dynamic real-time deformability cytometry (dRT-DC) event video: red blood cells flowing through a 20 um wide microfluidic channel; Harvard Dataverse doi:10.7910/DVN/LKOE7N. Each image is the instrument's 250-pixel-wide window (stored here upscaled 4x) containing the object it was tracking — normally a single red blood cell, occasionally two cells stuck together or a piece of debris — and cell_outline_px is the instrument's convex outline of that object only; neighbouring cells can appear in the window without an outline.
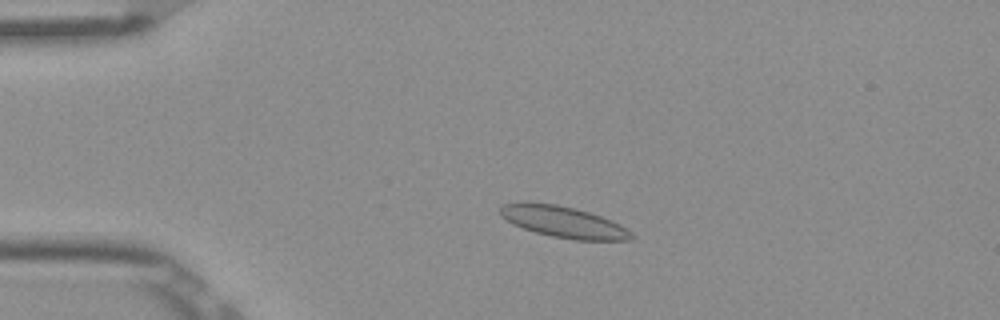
{"species": "Egyptian fruit bat (a non-hibernating species)", "species_latin": "Rousettus aegyptiacus", "temperature_condition": "room temperature", "stored_images_in_passage": 52, "camera_frame_rate_fps": 3000, "um_per_image_px": 0.085, "frame": {"image": 1, "passage_image": 11, "time_ms": 3.333, "image_size_px": [1000, 320], "cell_outline_px": [[636, 236], [632, 240], [572, 240], [552, 236], [536, 232], [512, 224], [500, 216], [500, 208], [504, 204], [528, 200], [556, 204], [588, 212], [600, 216], [632, 232]], "centroid_in_image_um": [47.83, 18.85], "position_along_channel_um": 37.2, "area_um2": 23.93}}
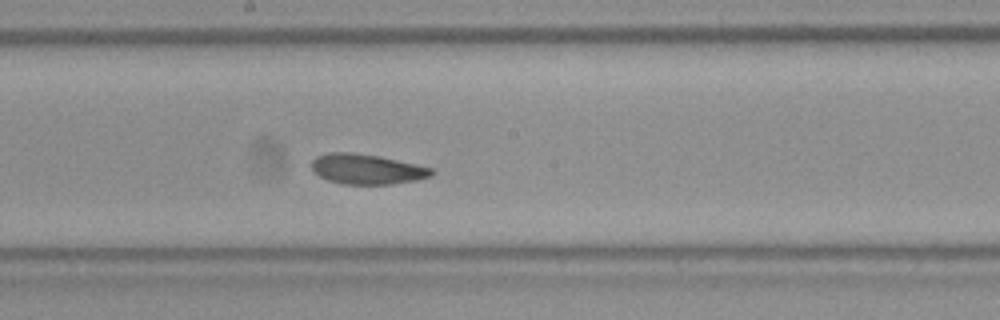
{"frame": {"image": 2, "passage_image": 28, "time_ms": 9.0, "image_size_px": [1000, 320], "cell_outline_px": [[436, 172], [432, 176], [416, 180], [392, 184], [340, 184], [328, 180], [320, 176], [312, 168], [312, 160], [316, 156], [328, 152], [352, 152], [380, 156], [416, 164], [432, 168]], "centroid_in_image_um": [31.2, 14.37], "position_along_channel_um": 217.0, "area_um2": 21.15}}
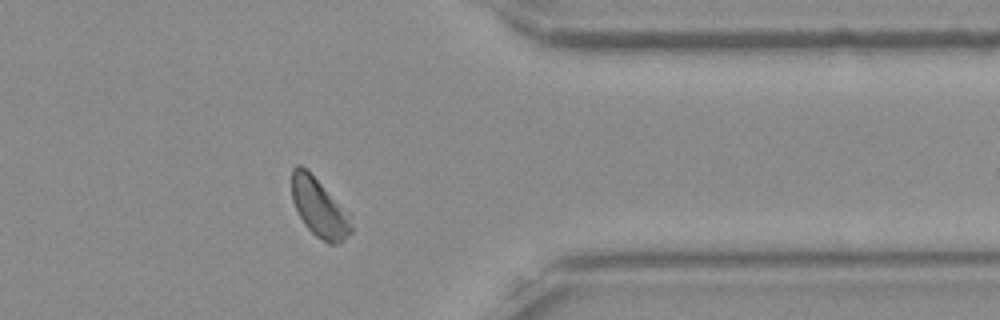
{"frame": {"image": 3, "passage_image": 42, "time_ms": 13.667, "image_size_px": [1000, 320], "cell_outline_px": [[352, 232], [344, 240], [336, 244], [328, 244], [316, 236], [304, 224], [292, 200], [292, 168], [296, 164], [300, 164], [352, 212]], "centroid_in_image_um": [27.2, 17.67], "position_along_channel_um": 384.2, "area_um2": 20.69}, "authors_computed_cell_mechanics": {"area_um2": 21.5016, "velocity_mm_per_s": 3.8429, "shape_relaxation_time_tau1_ms": null, "shape_relaxation_time_tau2_ms": 1.3655, "deformation_change_tau1": null, "deformation_change_tau2": 0.0716}}